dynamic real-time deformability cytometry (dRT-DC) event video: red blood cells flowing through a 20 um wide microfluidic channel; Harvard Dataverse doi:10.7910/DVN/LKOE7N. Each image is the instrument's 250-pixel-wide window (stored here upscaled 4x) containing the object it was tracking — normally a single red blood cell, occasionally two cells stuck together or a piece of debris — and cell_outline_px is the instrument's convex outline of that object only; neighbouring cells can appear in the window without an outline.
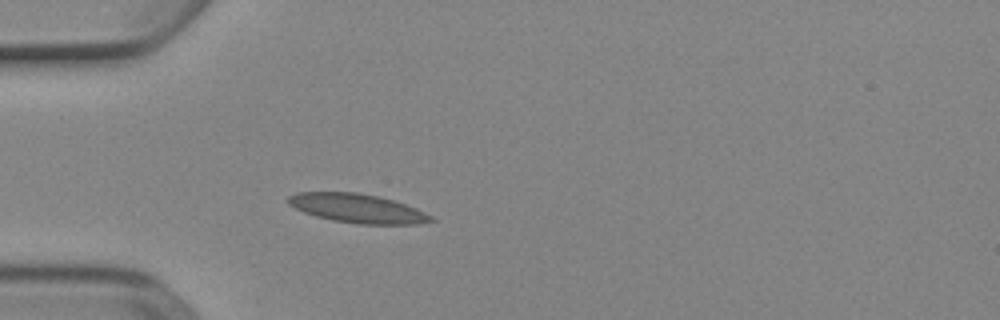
{"species": "Egyptian fruit bat (a non-hibernating species)", "species_latin": "Rousettus aegyptiacus", "temperature_condition": "cold", "stored_images_in_passage": 1, "camera_frame_rate_fps": 3000, "um_per_image_px": 0.085, "animal": {"sex": "female"}, "frame": {"image": 1, "passage_image": 1, "time_ms": 0.0, "image_size_px": [1000, 320], "cell_outline_px": [[436, 220], [420, 224], [360, 224], [332, 220], [316, 216], [304, 212], [288, 204], [284, 200], [288, 196], [296, 192], [356, 192], [380, 196], [416, 208], [432, 216]], "centroid_in_image_um": [30.36, 17.7], "position_along_channel_um": 54.6, "area_um2": 24.16}}